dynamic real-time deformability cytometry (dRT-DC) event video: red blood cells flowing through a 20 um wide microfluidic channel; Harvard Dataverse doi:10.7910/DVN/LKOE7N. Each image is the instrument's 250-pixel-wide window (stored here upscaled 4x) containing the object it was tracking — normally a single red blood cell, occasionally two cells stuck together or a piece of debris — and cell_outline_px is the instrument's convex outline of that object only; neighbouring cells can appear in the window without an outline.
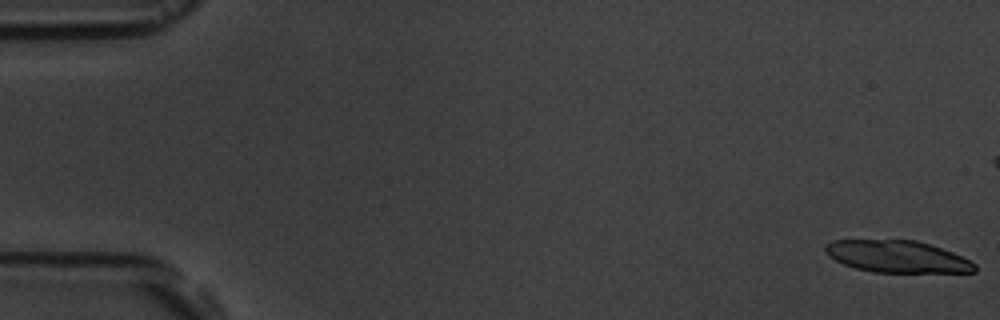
{"species": "common noctule bat (a hibernating species)", "species_latin": "Nyctalus noctula", "temperature_condition": "room temperature", "stored_images_in_passage": 7, "camera_frame_rate_fps": 3000, "um_per_image_px": 0.085, "animal": {"sex": "male", "body_mass_g": 19.5, "forearm_length_mm": 54.6}, "frame": {"image": 1, "passage_image": 1, "time_ms": 0.0, "image_size_px": [1000, 320], "cell_outline_px": [[976, 272], [872, 272], [856, 268], [844, 264], [828, 256], [824, 252], [824, 244], [832, 240], [916, 240], [952, 252], [976, 264]], "centroid_in_image_um": [76.21, 21.8], "position_along_channel_um": 8.8, "area_um2": 27.69}}